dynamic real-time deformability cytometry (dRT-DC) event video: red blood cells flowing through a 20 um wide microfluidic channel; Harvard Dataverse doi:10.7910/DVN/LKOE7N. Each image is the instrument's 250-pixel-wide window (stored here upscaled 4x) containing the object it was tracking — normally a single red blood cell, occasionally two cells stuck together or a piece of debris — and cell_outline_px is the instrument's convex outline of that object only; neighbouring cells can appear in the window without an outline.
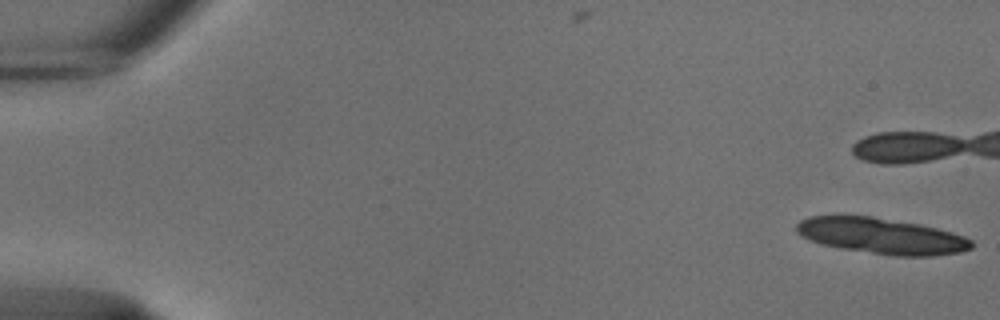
{"species": "common noctule bat (a hibernating species)", "species_latin": "Nyctalus noctula", "temperature_condition": "cold", "stored_images_in_passage": 7, "camera_frame_rate_fps": 3000, "um_per_image_px": 0.085, "animal": {"sex": "male", "body_mass_g": 18.8}, "frame": {"image": 1, "passage_image": 1, "time_ms": 0.0, "image_size_px": [1000, 320], "cell_outline_px": [[968, 244], [964, 248], [944, 252], [892, 252], [840, 244], [824, 240], [804, 228], [804, 224], [812, 220], [836, 216], [852, 216], [924, 228], [940, 232], [964, 240]], "centroid_in_image_um": [75.0, 20.0], "position_along_channel_um": 10.0, "area_um2": 27.28}}